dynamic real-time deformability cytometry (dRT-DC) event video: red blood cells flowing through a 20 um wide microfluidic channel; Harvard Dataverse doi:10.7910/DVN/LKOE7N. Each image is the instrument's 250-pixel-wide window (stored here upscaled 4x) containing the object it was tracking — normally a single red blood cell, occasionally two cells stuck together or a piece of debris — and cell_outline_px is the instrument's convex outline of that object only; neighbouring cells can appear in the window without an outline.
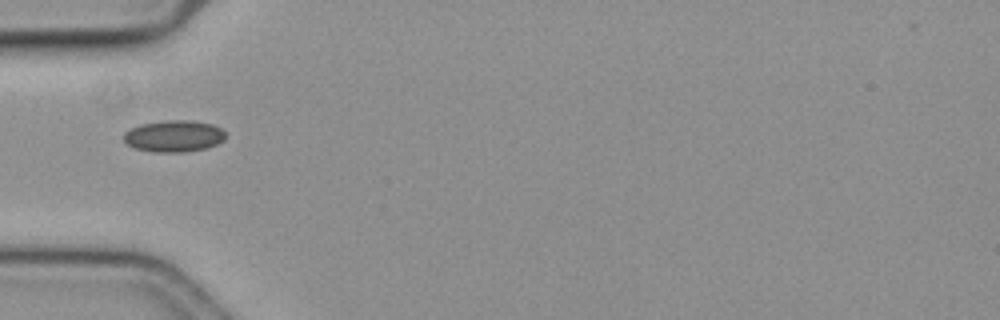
{"species": "common noctule bat (a hibernating species)", "species_latin": "Nyctalus noctula", "temperature_condition": "cold", "stored_images_in_passage": 34, "camera_frame_rate_fps": 3000, "um_per_image_px": 0.085, "animal": {"sex": "female", "body_mass_g": 19.3, "forearm_length_mm": 54.1}, "frame": {"image": 1, "passage_image": 1, "time_ms": 0.0, "image_size_px": [1000, 320], "cell_outline_px": [[224, 140], [216, 144], [204, 148], [180, 152], [156, 152], [136, 148], [128, 144], [124, 140], [124, 132], [140, 124], [168, 120], [192, 120], [212, 124], [220, 128], [224, 132]], "centroid_in_image_um": [14.77, 11.55], "position_along_channel_um": 70.2, "area_um2": 18.5}}
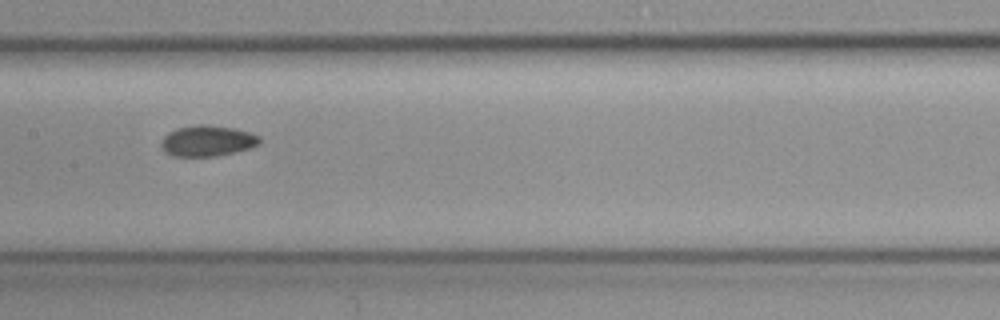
{"frame": {"image": 2, "passage_image": 11, "time_ms": 3.333, "image_size_px": [1000, 320], "cell_outline_px": [[260, 144], [248, 148], [216, 156], [172, 156], [164, 152], [160, 148], [160, 144], [164, 136], [168, 132], [176, 128], [196, 124], [208, 124], [232, 128], [248, 132], [260, 136]], "centroid_in_image_um": [17.57, 11.96], "position_along_channel_um": 189.8, "area_um2": 17.74}}
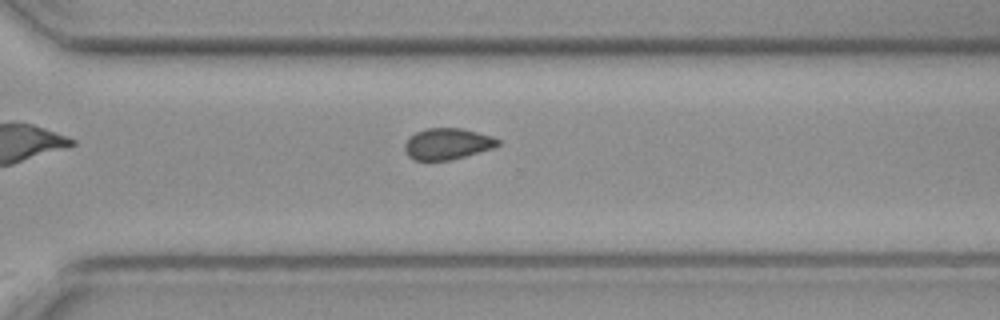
{"frame": {"image": 3, "passage_image": 23, "time_ms": 7.333, "image_size_px": [1000, 320], "cell_outline_px": [[500, 144], [492, 148], [452, 160], [412, 160], [408, 156], [404, 148], [404, 144], [408, 136], [416, 132], [428, 128], [464, 128], [492, 136], [500, 140]], "centroid_in_image_um": [38.0, 12.22], "position_along_channel_um": 332.6, "area_um2": 17.11}, "authors_computed_cell_mechanics": {"area_um2": 17.34, "velocity_mm_per_s": 3.5822, "shape_relaxation_time_tau1_ms": 7.816, "shape_relaxation_time_tau2_ms": 4.2376, "deformation_change_tau1": 0.08, "deformation_change_tau2": 0.065}}